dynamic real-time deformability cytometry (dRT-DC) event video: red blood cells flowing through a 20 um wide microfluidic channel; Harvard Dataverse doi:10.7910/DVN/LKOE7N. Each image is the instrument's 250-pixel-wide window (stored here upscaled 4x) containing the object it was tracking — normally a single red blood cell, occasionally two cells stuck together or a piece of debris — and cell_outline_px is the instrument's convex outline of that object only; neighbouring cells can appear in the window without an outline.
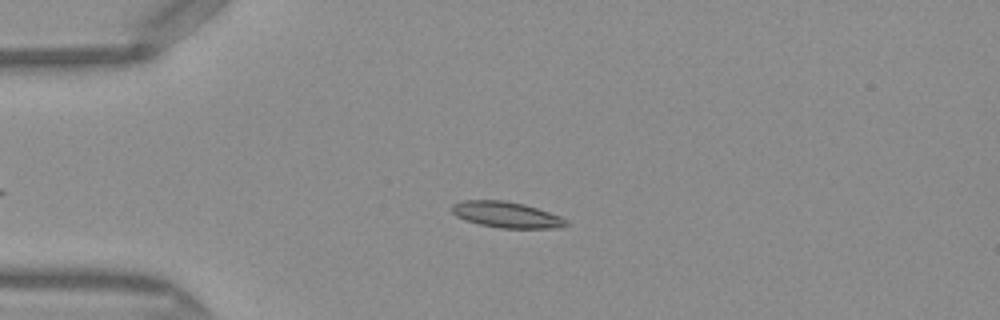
{"species": "Egyptian fruit bat (a non-hibernating species)", "species_latin": "Rousettus aegyptiacus", "temperature_condition": "warm", "stored_images_in_passage": 43, "camera_frame_rate_fps": 3000, "um_per_image_px": 0.085, "frame": {"image": 1, "passage_image": 10, "time_ms": 3.0, "image_size_px": [1000, 320], "cell_outline_px": [[568, 224], [560, 228], [500, 228], [480, 224], [464, 220], [456, 216], [452, 212], [452, 204], [464, 200], [504, 200], [524, 204], [560, 216], [568, 220]], "centroid_in_image_um": [43.04, 18.25], "position_along_channel_um": 42.0, "area_um2": 17.28}}
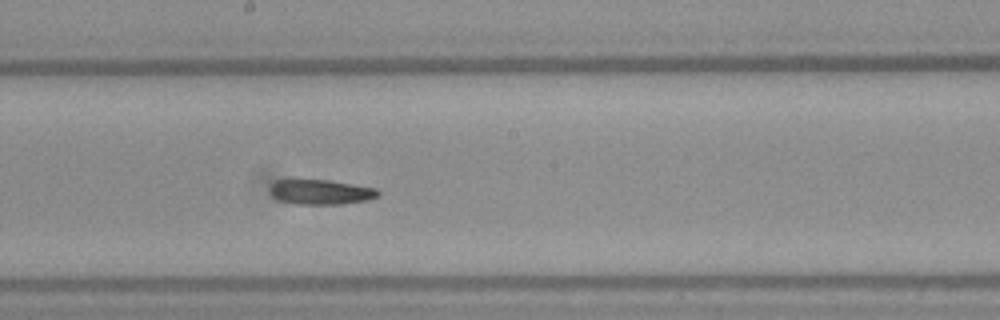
{"frame": {"image": 2, "passage_image": 25, "time_ms": 8.0, "image_size_px": [1000, 320], "cell_outline_px": [[380, 196], [368, 200], [344, 204], [296, 204], [276, 200], [268, 192], [268, 188], [276, 180], [328, 180], [376, 188], [380, 192]], "centroid_in_image_um": [27.24, 16.33], "position_along_channel_um": 221.0, "area_um2": 15.9}}
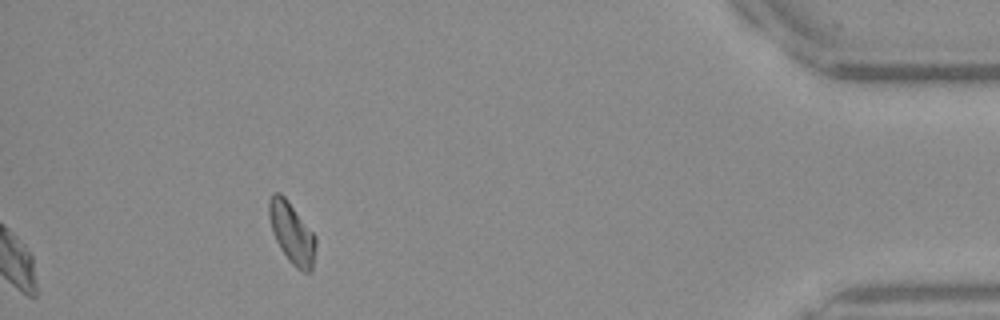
{"frame": {"image": 3, "passage_image": 43, "time_ms": 14.0, "image_size_px": [1000, 320], "cell_outline_px": [[316, 244], [312, 268], [308, 272], [304, 272], [296, 268], [288, 260], [280, 248], [272, 232], [268, 216], [268, 200], [276, 192], [280, 192], [284, 196], [316, 236]], "centroid_in_image_um": [24.79, 19.8], "position_along_channel_um": 410.4, "area_um2": 16.53}, "authors_computed_cell_mechanics": {"area_um2": 16.4152, "velocity_mm_per_s": 4.0934, "shape_relaxation_time_tau1_ms": 6.4219, "shape_relaxation_time_tau2_ms": null, "deformation_change_tau1": 0.1766, "deformation_change_tau2": null}}